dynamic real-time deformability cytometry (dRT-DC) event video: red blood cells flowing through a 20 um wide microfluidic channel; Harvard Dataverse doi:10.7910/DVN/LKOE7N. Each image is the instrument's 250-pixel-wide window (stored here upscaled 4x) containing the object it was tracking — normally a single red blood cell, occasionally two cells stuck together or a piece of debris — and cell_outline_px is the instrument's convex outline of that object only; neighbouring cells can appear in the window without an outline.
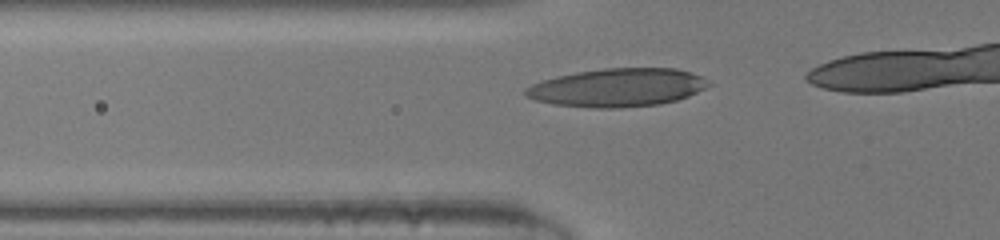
{"species": "human", "species_latin": "Homo sapiens", "temperature_condition": "room temperature", "stored_images_in_passage": 12, "camera_frame_rate_fps": 3000, "um_per_image_px": 0.085, "donor": {"sex": "male"}, "frame": {"image": 1, "passage_image": 4, "time_ms": 1.0, "image_size_px": [1000, 240], "cell_outline_px": [[712, 84], [688, 96], [676, 100], [660, 104], [620, 108], [592, 108], [552, 104], [536, 100], [524, 96], [524, 88], [540, 80], [556, 76], [576, 72], [604, 68], [676, 68], [692, 72], [700, 76]], "centroid_in_image_um": [52.44, 7.44], "position_along_channel_um": 73.4, "area_um2": 41.04}}
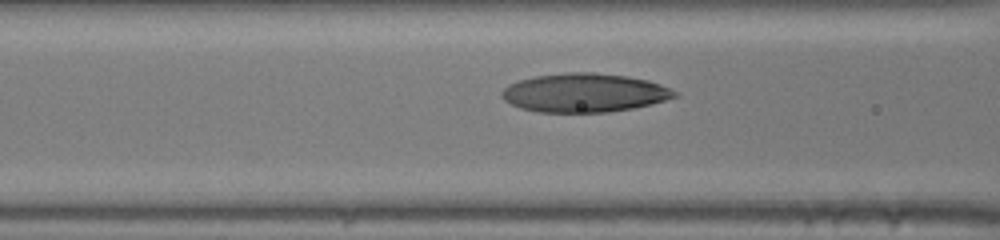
{"frame": {"image": 2, "passage_image": 7, "time_ms": 2.0, "image_size_px": [1000, 240], "cell_outline_px": [[680, 96], [652, 104], [632, 108], [608, 112], [540, 112], [520, 108], [504, 100], [500, 96], [500, 92], [508, 84], [532, 76], [568, 72], [592, 72], [628, 76], [648, 80], [660, 84], [676, 92]], "centroid_in_image_um": [49.65, 7.88], "position_along_channel_um": 116.9, "area_um2": 39.19}}
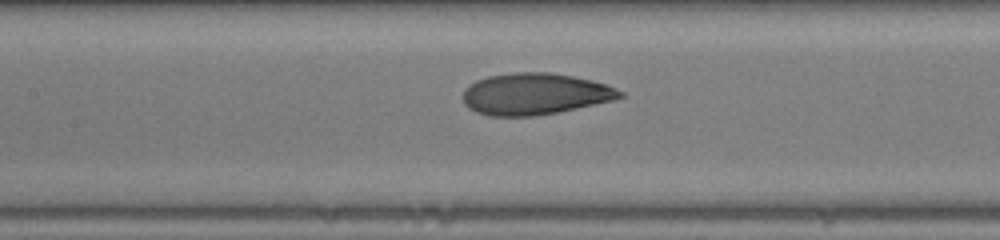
{"frame": {"image": 3, "passage_image": 10, "time_ms": 3.0, "image_size_px": [1000, 240], "cell_outline_px": [[624, 96], [612, 100], [556, 112], [536, 116], [488, 116], [476, 112], [468, 108], [464, 104], [460, 96], [464, 88], [468, 84], [476, 80], [488, 76], [512, 72], [552, 72], [592, 80], [616, 88], [624, 92]], "centroid_in_image_um": [45.38, 7.98], "position_along_channel_um": 162.0, "area_um2": 38.26}}